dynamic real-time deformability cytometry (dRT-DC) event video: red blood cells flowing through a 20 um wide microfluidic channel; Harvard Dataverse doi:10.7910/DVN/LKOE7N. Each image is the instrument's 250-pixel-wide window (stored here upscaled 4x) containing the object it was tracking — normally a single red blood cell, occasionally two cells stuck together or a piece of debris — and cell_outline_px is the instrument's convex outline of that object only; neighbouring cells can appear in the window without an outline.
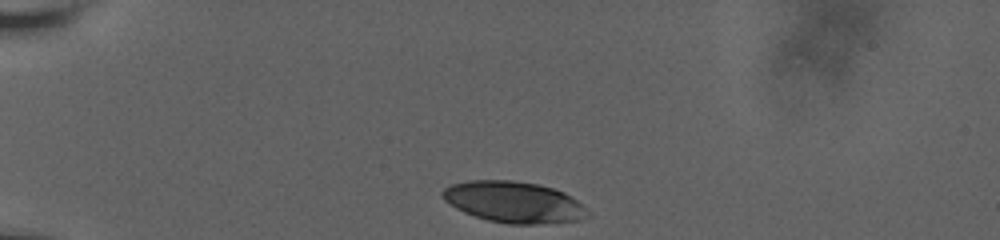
{"species": "human", "species_latin": "Homo sapiens", "temperature_condition": "room temperature", "stored_images_in_passage": 36, "camera_frame_rate_fps": 3000, "um_per_image_px": 0.085, "donor": {"sex": "male"}, "frame": {"image": 1, "passage_image": 1, "time_ms": 0.0, "image_size_px": [1000, 240], "cell_outline_px": [[592, 216], [580, 220], [536, 224], [508, 224], [488, 220], [464, 212], [448, 204], [440, 196], [440, 192], [444, 188], [452, 184], [468, 180], [512, 180], [536, 184], [552, 188], [564, 192], [576, 200], [592, 212]], "centroid_in_image_um": [43.68, 17.18], "position_along_channel_um": 41.3, "area_um2": 35.08}}
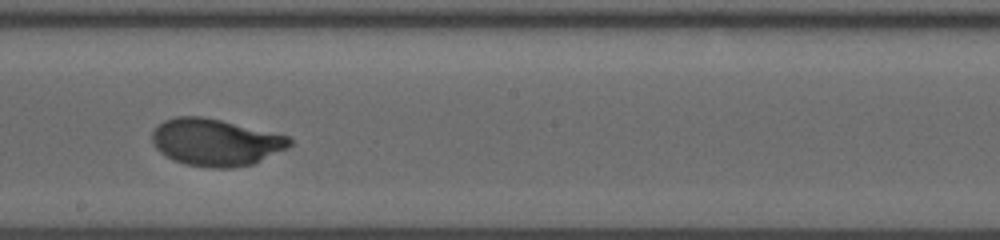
{"frame": {"image": 2, "passage_image": 21, "time_ms": 6.667, "image_size_px": [1000, 240], "cell_outline_px": [[292, 144], [288, 148], [256, 164], [232, 168], [212, 168], [184, 164], [172, 160], [164, 156], [152, 144], [152, 132], [164, 120], [176, 116], [200, 116], [220, 120], [288, 136], [292, 140]], "centroid_in_image_um": [18.33, 12.12], "position_along_channel_um": 229.9, "area_um2": 37.92}}
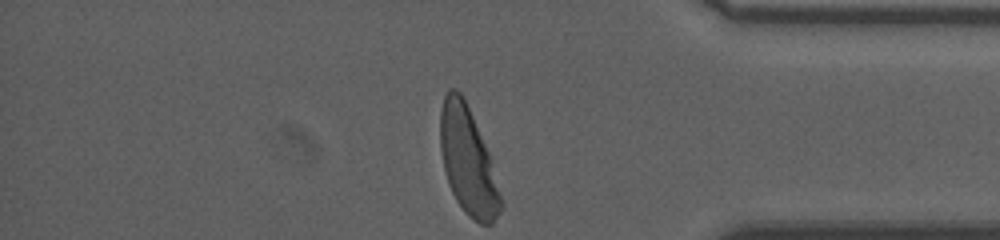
{"frame": {"image": 3, "passage_image": 36, "time_ms": 11.667, "image_size_px": [1000, 240], "cell_outline_px": [[504, 204], [492, 224], [480, 224], [468, 216], [464, 212], [456, 200], [448, 184], [444, 168], [440, 148], [440, 108], [444, 96], [448, 88], [456, 88], [464, 96], [492, 156]], "centroid_in_image_um": [39.8, 13.66], "position_along_channel_um": 395.4, "area_um2": 38.78}, "authors_computed_cell_mechanics": {"area_um2": 37.5122, "velocity_mm_per_s": 3.6356, "shape_relaxation_time_tau1_ms": 2.968, "shape_relaxation_time_tau2_ms": null, "deformation_change_tau1": 0.2021, "deformation_change_tau2": null}}